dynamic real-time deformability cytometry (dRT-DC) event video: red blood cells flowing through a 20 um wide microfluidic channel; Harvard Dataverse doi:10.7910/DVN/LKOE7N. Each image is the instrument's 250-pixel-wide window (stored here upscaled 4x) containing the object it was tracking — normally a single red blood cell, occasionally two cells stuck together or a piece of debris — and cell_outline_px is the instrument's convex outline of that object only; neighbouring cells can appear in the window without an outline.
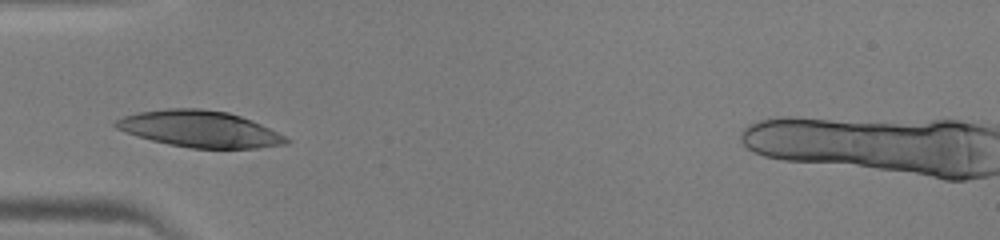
{"species": "human", "species_latin": "Homo sapiens", "temperature_condition": "warm", "stored_images_in_passage": 6, "camera_frame_rate_fps": 3000, "um_per_image_px": 0.085, "donor": {"sex": "male"}, "frame": {"image": 1, "passage_image": 1, "time_ms": 0.0, "image_size_px": [1000, 240], "cell_outline_px": [[292, 140], [288, 144], [256, 148], [192, 148], [168, 144], [152, 140], [116, 128], [112, 124], [116, 120], [124, 116], [136, 112], [168, 108], [200, 108], [228, 112], [252, 120]], "centroid_in_image_um": [16.98, 10.96], "position_along_channel_um": 68.0, "area_um2": 35.95}}
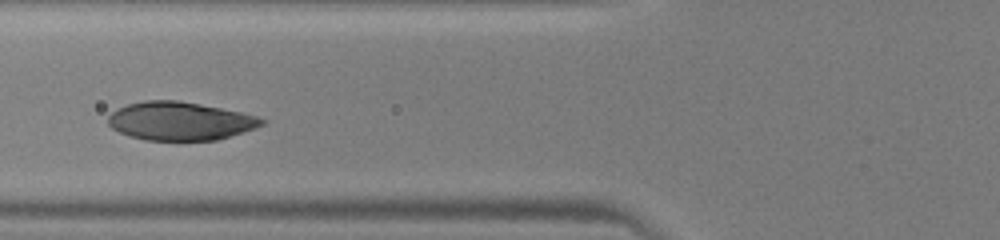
{"frame": {"image": 2, "passage_image": 4, "time_ms": 1.0, "image_size_px": [1000, 240], "cell_outline_px": [[264, 124], [216, 140], [144, 140], [128, 136], [112, 128], [108, 124], [108, 116], [116, 108], [128, 104], [144, 100], [176, 100], [200, 104], [240, 112], [256, 116], [264, 120]], "centroid_in_image_um": [15.22, 10.28], "position_along_channel_um": 110.6, "area_um2": 33.99}}